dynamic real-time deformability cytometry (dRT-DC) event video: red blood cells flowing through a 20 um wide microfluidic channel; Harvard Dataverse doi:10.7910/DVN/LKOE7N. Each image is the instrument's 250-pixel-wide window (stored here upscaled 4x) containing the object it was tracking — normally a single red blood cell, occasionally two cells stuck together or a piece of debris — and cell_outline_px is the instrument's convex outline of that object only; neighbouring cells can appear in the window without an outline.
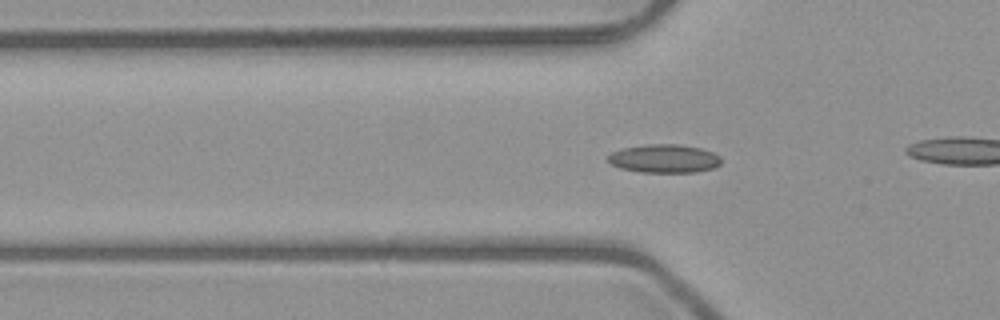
{"species": "common noctule bat (a hibernating species)", "species_latin": "Nyctalus noctula", "temperature_condition": "room temperature", "stored_images_in_passage": 41, "camera_frame_rate_fps": 3000, "um_per_image_px": 0.085, "animal": {"sex": "male", "body_mass_g": 23.1, "forearm_length_mm": 52.7}, "frame": {"image": 1, "passage_image": 6, "time_ms": 1.667, "image_size_px": [1000, 320], "cell_outline_px": [[720, 164], [712, 168], [696, 172], [640, 172], [620, 168], [612, 164], [608, 160], [608, 156], [612, 152], [620, 148], [644, 144], [676, 144], [700, 148], [712, 152], [720, 156]], "centroid_in_image_um": [56.43, 13.47], "position_along_channel_um": 69.4, "area_um2": 18.73}}
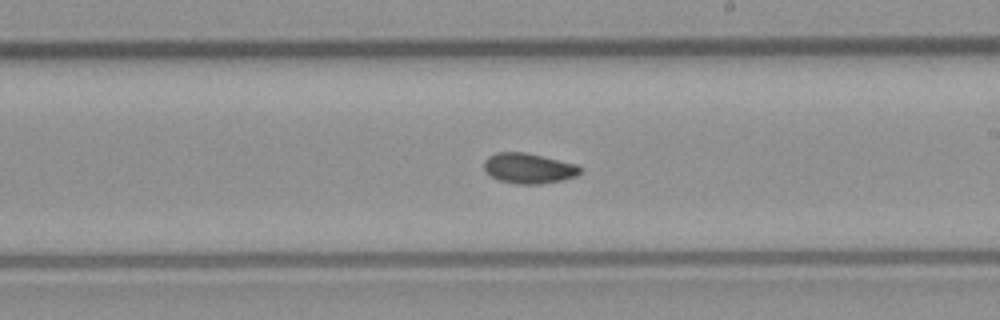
{"frame": {"image": 2, "passage_image": 19, "time_ms": 6.0, "image_size_px": [1000, 320], "cell_outline_px": [[584, 168], [576, 176], [564, 180], [540, 184], [516, 184], [500, 180], [492, 176], [484, 168], [484, 160], [488, 156], [496, 152], [524, 152], [576, 164]], "centroid_in_image_um": [44.96, 14.31], "position_along_channel_um": 244.0, "area_um2": 16.94}}
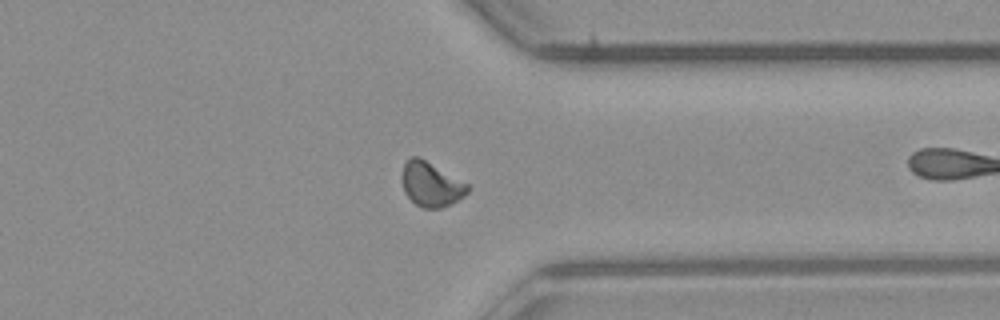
{"frame": {"image": 3, "passage_image": 29, "time_ms": 9.333, "image_size_px": [1000, 320], "cell_outline_px": [[468, 192], [464, 196], [452, 204], [440, 208], [420, 208], [404, 192], [400, 180], [404, 164], [412, 156], [420, 156], [468, 184]], "centroid_in_image_um": [36.61, 15.66], "position_along_channel_um": 374.8, "area_um2": 17.17}, "authors_computed_cell_mechanics": {"area_um2": 16.5308, "velocity_mm_per_s": 4.016, "shape_relaxation_time_tau1_ms": 10.2585, "shape_relaxation_time_tau2_ms": null, "deformation_change_tau1": 0.1839, "deformation_change_tau2": null}}